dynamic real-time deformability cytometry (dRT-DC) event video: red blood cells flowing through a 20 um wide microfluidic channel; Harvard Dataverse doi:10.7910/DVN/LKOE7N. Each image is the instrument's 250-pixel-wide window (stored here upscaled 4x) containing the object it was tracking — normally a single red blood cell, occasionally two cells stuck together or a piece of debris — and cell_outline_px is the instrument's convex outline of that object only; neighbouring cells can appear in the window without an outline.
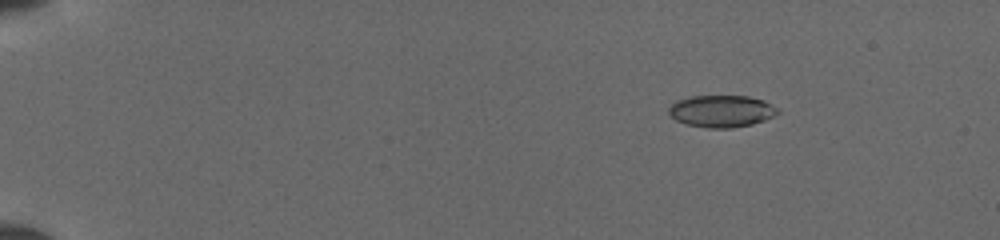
{"species": "common noctule bat (a hibernating species)", "species_latin": "Nyctalus noctula", "temperature_condition": "cold", "stored_images_in_passage": 42, "segment_of_instrument_passage": [1, 2], "camera_frame_rate_fps": 3000, "um_per_image_px": 0.085, "animal": {"sex": "female", "body_mass_g": 19.5, "forearm_length_mm": 54.1}, "frame": {"image": 1, "passage_image": 1, "time_ms": 0.0, "image_size_px": [1000, 240], "cell_outline_px": [[780, 112], [764, 120], [752, 124], [732, 128], [708, 128], [688, 124], [676, 120], [668, 112], [668, 108], [676, 100], [688, 96], [748, 96], [764, 100], [776, 108]], "centroid_in_image_um": [61.31, 9.44], "position_along_channel_um": 23.7, "area_um2": 20.23}}
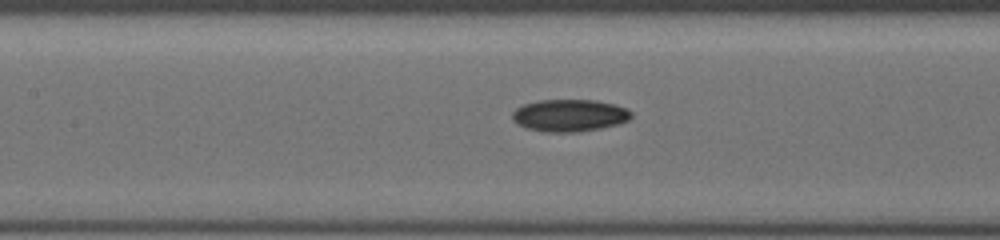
{"frame": {"image": 2, "passage_image": 19, "time_ms": 6.0, "image_size_px": [1000, 240], "cell_outline_px": [[632, 116], [628, 120], [620, 124], [600, 128], [576, 132], [544, 132], [528, 128], [516, 124], [512, 120], [512, 112], [516, 108], [524, 104], [540, 100], [596, 100], [612, 104], [624, 108], [632, 112]], "centroid_in_image_um": [48.38, 9.81], "position_along_channel_um": 159.0, "area_um2": 22.31}}
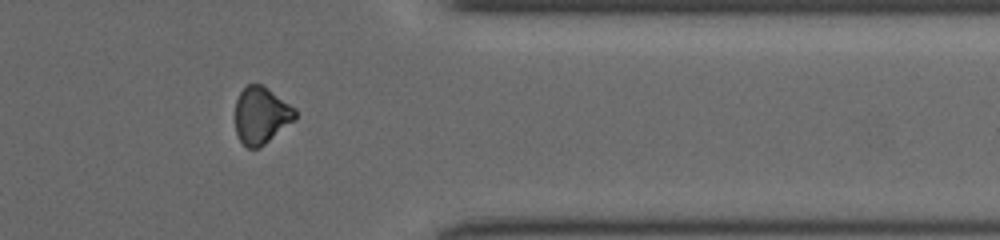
{"frame": {"image": 3, "passage_image": 36, "time_ms": 11.667, "image_size_px": [1000, 240], "cell_outline_px": [[296, 120], [260, 148], [248, 148], [240, 140], [236, 132], [236, 100], [240, 92], [248, 84], [260, 84], [296, 108]], "centroid_in_image_um": [22.22, 9.83], "position_along_channel_um": 389.2, "area_um2": 19.83}}